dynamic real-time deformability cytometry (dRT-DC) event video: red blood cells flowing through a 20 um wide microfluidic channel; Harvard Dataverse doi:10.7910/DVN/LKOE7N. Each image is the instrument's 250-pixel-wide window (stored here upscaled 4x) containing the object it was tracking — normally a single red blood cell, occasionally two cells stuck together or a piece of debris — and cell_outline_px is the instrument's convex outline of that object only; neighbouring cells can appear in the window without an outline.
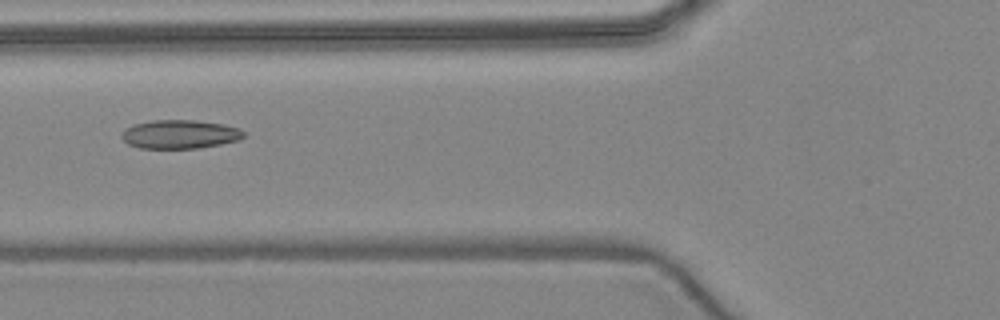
{"species": "common noctule bat (a hibernating species)", "species_latin": "Nyctalus noctula", "temperature_condition": "warm", "stored_images_in_passage": 6, "camera_frame_rate_fps": 3000, "um_per_image_px": 0.085, "animal": {"sex": "female", "body_mass_g": 24.6, "forearm_length_mm": 56.2}, "frame": {"image": 1, "passage_image": 6, "time_ms": 6.333, "image_size_px": [1000, 320], "cell_outline_px": [[244, 136], [240, 140], [220, 144], [196, 148], [140, 148], [128, 144], [120, 136], [124, 128], [132, 124], [152, 120], [196, 120], [224, 124], [240, 128], [244, 132]], "centroid_in_image_um": [15.27, 11.4], "position_along_channel_um": 110.5, "area_um2": 20.58}}